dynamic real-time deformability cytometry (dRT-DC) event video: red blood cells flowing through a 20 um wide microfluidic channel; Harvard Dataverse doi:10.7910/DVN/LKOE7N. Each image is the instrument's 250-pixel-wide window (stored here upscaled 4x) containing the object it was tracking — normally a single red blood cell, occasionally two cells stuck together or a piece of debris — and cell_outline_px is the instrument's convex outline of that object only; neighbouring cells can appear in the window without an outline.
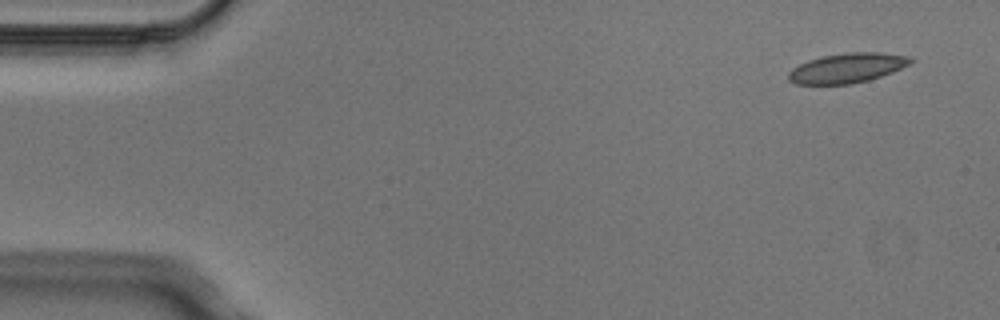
{"species": "Egyptian fruit bat (a non-hibernating species)", "species_latin": "Rousettus aegyptiacus", "temperature_condition": "cold", "stored_images_in_passage": 6, "camera_frame_rate_fps": 3000, "um_per_image_px": 0.085, "animal": {"sex": "male"}, "frame": {"image": 1, "passage_image": 1, "time_ms": 0.0, "image_size_px": [1000, 320], "cell_outline_px": [[916, 60], [892, 72], [868, 80], [852, 84], [796, 84], [788, 80], [788, 72], [792, 68], [808, 60], [820, 56], [848, 52], [884, 52], [912, 56]], "centroid_in_image_um": [72.02, 5.76], "position_along_channel_um": 13.0, "area_um2": 21.33}}
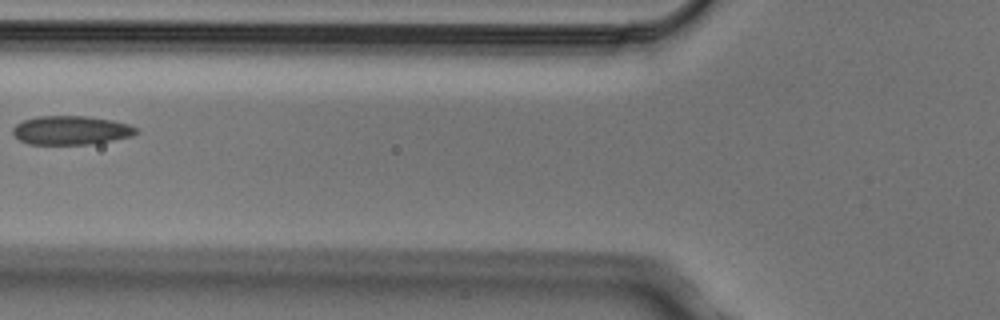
{"frame": {"image": 2, "passage_image": 5, "time_ms": 1.333, "image_size_px": [1000, 320], "cell_outline_px": [[140, 132], [132, 136], [112, 140], [88, 144], [28, 144], [20, 140], [12, 132], [12, 128], [16, 124], [24, 120], [36, 116], [88, 116], [112, 120], [128, 124], [140, 128]], "centroid_in_image_um": [6.06, 11.06], "position_along_channel_um": 119.7, "area_um2": 20.81}}
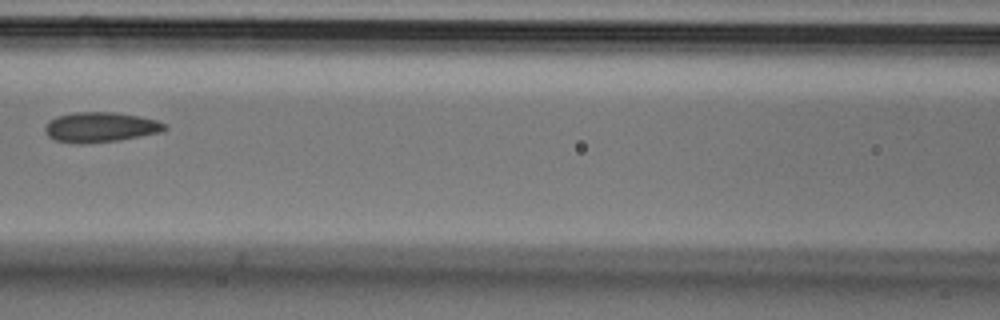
{"frame": {"image": 3, "passage_image": 6, "time_ms": 1.667, "image_size_px": [1000, 320], "cell_outline_px": [[168, 128], [164, 132], [120, 140], [84, 144], [72, 144], [56, 140], [48, 136], [44, 132], [44, 124], [48, 120], [56, 116], [72, 112], [112, 112], [136, 116], [156, 120], [168, 124]], "centroid_in_image_um": [8.51, 10.82], "position_along_channel_um": 158.1, "area_um2": 21.39}}